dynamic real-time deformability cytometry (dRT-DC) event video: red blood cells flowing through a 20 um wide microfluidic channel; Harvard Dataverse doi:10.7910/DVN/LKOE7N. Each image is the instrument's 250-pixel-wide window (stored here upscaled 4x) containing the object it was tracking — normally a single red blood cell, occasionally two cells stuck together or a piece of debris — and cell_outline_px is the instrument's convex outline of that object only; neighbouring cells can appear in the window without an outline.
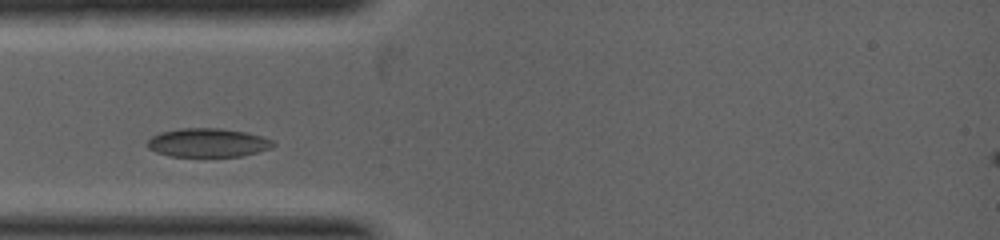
{"species": "common noctule bat (a hibernating species)", "species_latin": "Nyctalus noctula", "temperature_condition": "warm", "stored_images_in_passage": 3, "camera_frame_rate_fps": 5000, "um_per_image_px": 0.085, "animal": {"sex": "female", "body_mass_g": 19.0, "forearm_length_mm": 53.3}, "frame": {"image": 1, "passage_image": 2, "time_ms": 0.6, "image_size_px": [1000, 240], "cell_outline_px": [[276, 144], [272, 148], [240, 156], [168, 156], [156, 152], [148, 148], [148, 140], [152, 136], [160, 132], [180, 128], [220, 128], [248, 132], [272, 140]], "centroid_in_image_um": [17.66, 12.12], "position_along_channel_um": 67.3, "area_um2": 21.04}}